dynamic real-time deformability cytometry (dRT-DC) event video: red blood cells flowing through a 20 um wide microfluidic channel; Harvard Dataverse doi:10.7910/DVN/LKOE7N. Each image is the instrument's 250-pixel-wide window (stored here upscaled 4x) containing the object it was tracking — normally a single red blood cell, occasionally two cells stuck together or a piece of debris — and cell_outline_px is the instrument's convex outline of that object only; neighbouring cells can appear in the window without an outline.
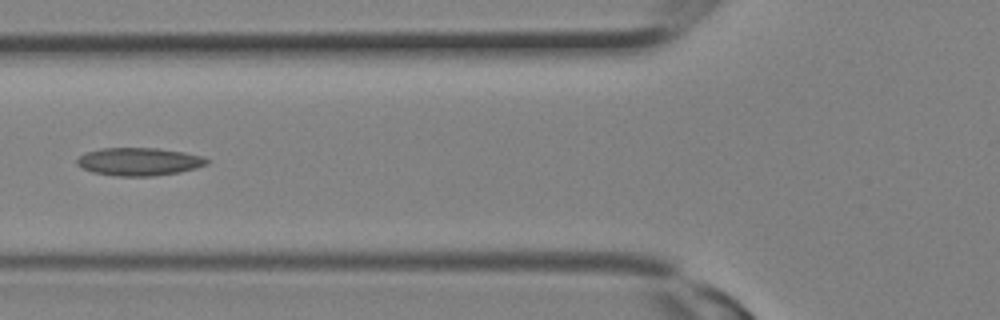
{"species": "Egyptian fruit bat (a non-hibernating species)", "species_latin": "Rousettus aegyptiacus", "temperature_condition": "room temperature", "stored_images_in_passage": 11, "camera_frame_rate_fps": 3000, "um_per_image_px": 0.085, "animal": {"sex": "female"}, "frame": {"image": 1, "passage_image": 10, "time_ms": 3.0, "image_size_px": [1000, 320], "cell_outline_px": [[208, 164], [196, 168], [180, 172], [152, 176], [116, 176], [92, 172], [76, 164], [76, 160], [80, 156], [88, 152], [100, 148], [156, 148], [184, 152], [200, 156], [208, 160]], "centroid_in_image_um": [11.81, 13.74], "position_along_channel_um": 114.0, "area_um2": 20.98}}